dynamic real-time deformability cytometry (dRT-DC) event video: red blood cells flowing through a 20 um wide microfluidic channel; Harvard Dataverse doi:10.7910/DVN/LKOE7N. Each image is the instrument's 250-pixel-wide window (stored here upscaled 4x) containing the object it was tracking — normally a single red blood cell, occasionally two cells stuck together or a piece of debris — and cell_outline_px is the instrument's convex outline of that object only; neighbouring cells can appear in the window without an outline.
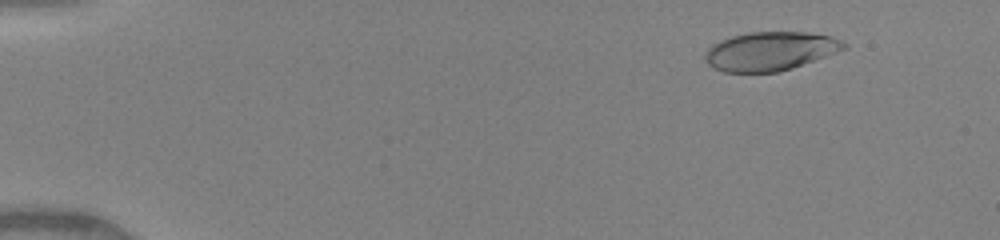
{"species": "human", "species_latin": "Homo sapiens", "temperature_condition": "warm", "stored_images_in_passage": 14, "camera_frame_rate_fps": 3000, "um_per_image_px": 0.085, "donor": {"sex": "female"}, "frame": {"image": 1, "passage_image": 3, "time_ms": 0.333, "image_size_px": [1000, 240], "cell_outline_px": [[848, 44], [844, 48], [824, 56], [792, 68], [776, 72], [724, 72], [708, 64], [704, 60], [704, 56], [708, 48], [712, 44], [720, 40], [732, 36], [748, 32], [808, 32], [832, 36]], "centroid_in_image_um": [65.42, 4.34], "position_along_channel_um": 19.6, "area_um2": 31.1}}
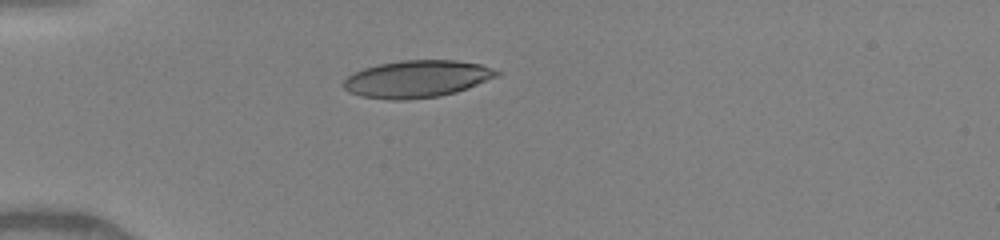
{"frame": {"image": 2, "passage_image": 10, "time_ms": 3.333, "image_size_px": [1000, 240], "cell_outline_px": [[500, 76], [468, 88], [456, 92], [440, 96], [404, 100], [392, 100], [360, 96], [348, 92], [340, 84], [348, 76], [364, 68], [380, 64], [400, 60], [456, 60], [480, 64], [492, 68], [500, 72]], "centroid_in_image_um": [35.45, 6.71], "position_along_channel_um": 49.6, "area_um2": 33.35}}
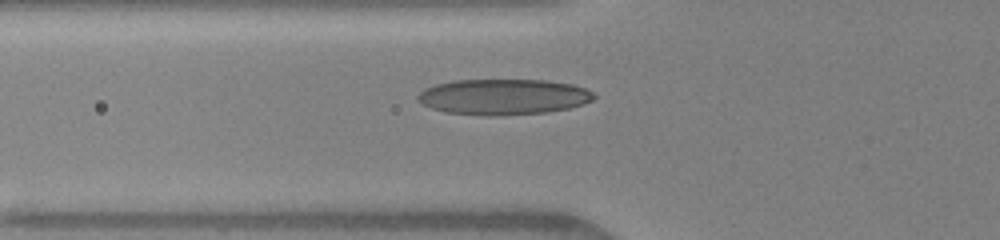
{"frame": {"image": 3, "passage_image": 13, "time_ms": 4.667, "image_size_px": [1000, 240], "cell_outline_px": [[596, 96], [592, 100], [584, 104], [568, 108], [548, 112], [488, 116], [448, 112], [432, 108], [424, 104], [416, 96], [424, 88], [436, 84], [452, 80], [548, 80], [572, 84], [584, 88], [592, 92]], "centroid_in_image_um": [42.81, 8.22], "position_along_channel_um": 83.0, "area_um2": 36.53}}